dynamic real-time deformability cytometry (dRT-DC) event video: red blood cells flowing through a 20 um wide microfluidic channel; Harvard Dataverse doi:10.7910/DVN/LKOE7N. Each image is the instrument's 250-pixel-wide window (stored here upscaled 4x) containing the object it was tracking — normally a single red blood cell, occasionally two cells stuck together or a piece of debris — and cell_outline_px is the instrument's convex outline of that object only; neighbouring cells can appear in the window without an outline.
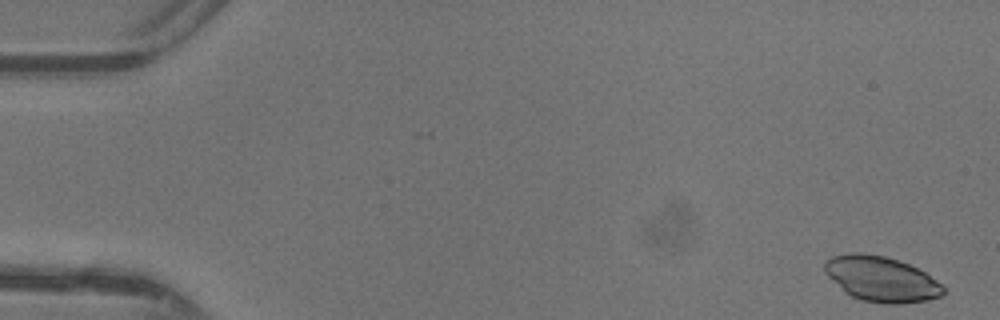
{"species": "common noctule bat (a hibernating species)", "species_latin": "Nyctalus noctula", "temperature_condition": "warm", "stored_images_in_passage": 47, "camera_frame_rate_fps": 3000, "um_per_image_px": 0.085, "animal": {"sex": "female"}, "frame": {"image": 1, "passage_image": 1, "time_ms": 0.0, "image_size_px": [1000, 320], "cell_outline_px": [[948, 292], [940, 296], [928, 300], [900, 304], [884, 304], [864, 300], [852, 296], [828, 276], [824, 272], [824, 264], [832, 256], [852, 252], [860, 252], [884, 256], [908, 264], [924, 272], [944, 284], [948, 288]], "centroid_in_image_um": [74.98, 23.72], "position_along_channel_um": 10.0, "area_um2": 31.21}}
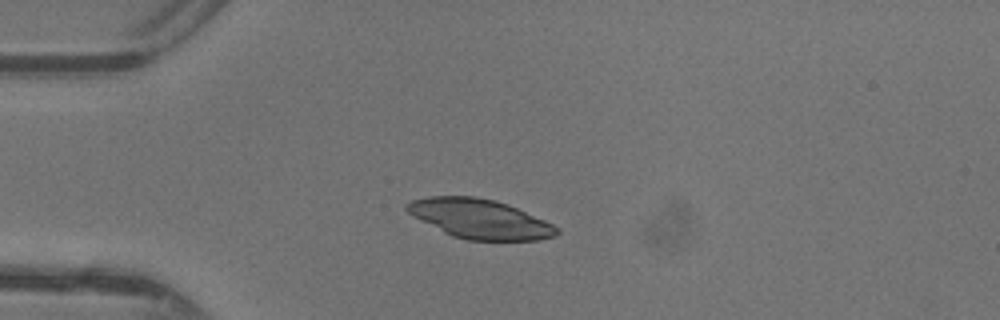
{"frame": {"image": 2, "passage_image": 12, "time_ms": 3.667, "image_size_px": [1000, 320], "cell_outline_px": [[560, 232], [556, 236], [540, 240], [468, 240], [452, 236], [444, 232], [408, 212], [404, 208], [404, 204], [412, 200], [428, 196], [476, 196], [496, 200], [508, 204], [544, 220], [560, 228]], "centroid_in_image_um": [40.81, 18.6], "position_along_channel_um": 44.2, "area_um2": 34.28}}
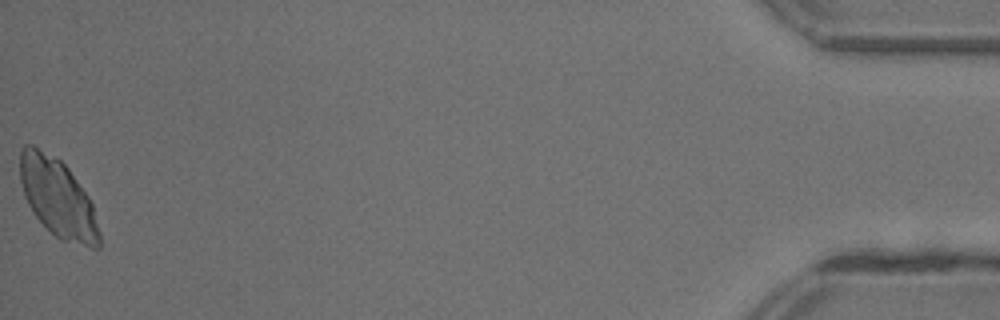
{"frame": {"image": 3, "passage_image": 47, "time_ms": 15.333, "image_size_px": [1000, 320], "cell_outline_px": [[100, 248], [92, 248], [60, 240], [32, 212], [24, 196], [20, 180], [20, 152], [24, 144], [32, 144], [60, 160], [68, 168], [88, 196], [92, 204], [100, 232]], "centroid_in_image_um": [4.91, 16.83], "position_along_channel_um": 430.3, "area_um2": 36.18}}